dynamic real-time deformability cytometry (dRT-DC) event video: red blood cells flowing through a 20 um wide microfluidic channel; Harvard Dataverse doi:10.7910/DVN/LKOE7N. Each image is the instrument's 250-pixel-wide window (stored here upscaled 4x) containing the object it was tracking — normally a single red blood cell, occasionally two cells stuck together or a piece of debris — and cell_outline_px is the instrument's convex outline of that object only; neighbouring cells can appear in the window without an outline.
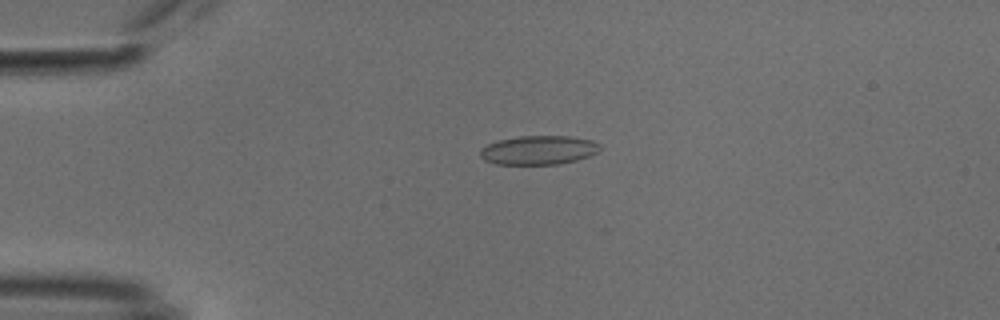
{"species": "common noctule bat (a hibernating species)", "species_latin": "Nyctalus noctula", "temperature_condition": "cold", "stored_images_in_passage": 53, "camera_frame_rate_fps": 3000, "um_per_image_px": 0.085, "animal": {"sex": "male", "body_mass_g": 18.8}, "frame": {"image": 1, "passage_image": 13, "time_ms": 4.0, "image_size_px": [1000, 320], "cell_outline_px": [[600, 148], [596, 152], [588, 156], [576, 160], [560, 164], [496, 164], [484, 160], [480, 156], [480, 148], [488, 144], [500, 140], [520, 136], [568, 136], [592, 140], [600, 144]], "centroid_in_image_um": [45.76, 12.76], "position_along_channel_um": 39.2, "area_um2": 20.11}}
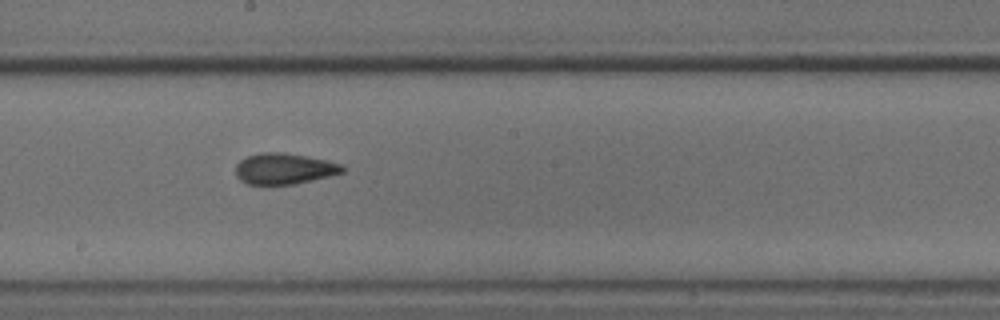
{"frame": {"image": 2, "passage_image": 30, "time_ms": 9.667, "image_size_px": [1000, 320], "cell_outline_px": [[348, 168], [344, 172], [312, 180], [292, 184], [248, 184], [240, 180], [236, 176], [236, 164], [240, 160], [248, 156], [260, 152], [284, 152], [308, 156], [328, 160], [344, 164]], "centroid_in_image_um": [24.2, 14.32], "position_along_channel_um": 224.0, "area_um2": 19.48}}
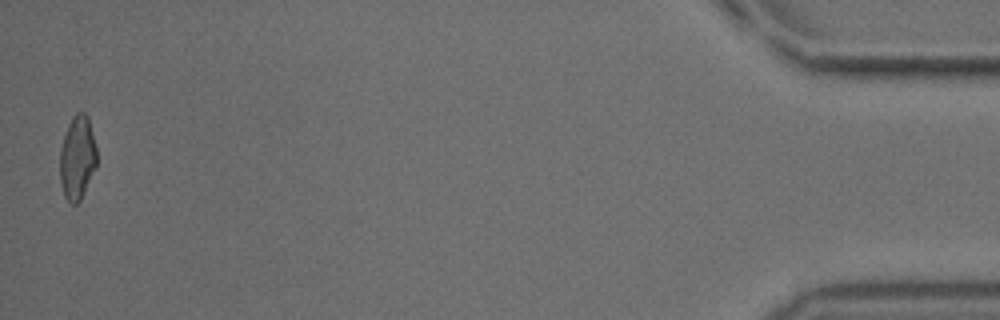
{"frame": {"image": 3, "passage_image": 53, "time_ms": 17.333, "image_size_px": [1000, 320], "cell_outline_px": [[96, 168], [80, 200], [76, 204], [68, 204], [64, 196], [60, 180], [60, 148], [68, 124], [72, 116], [76, 112], [84, 112], [88, 116], [96, 148]], "centroid_in_image_um": [6.56, 13.41], "position_along_channel_um": 428.6, "area_um2": 18.09}, "authors_computed_cell_mechanics": {"area_um2": 19.4786, "velocity_mm_per_s": 3.8223, "shape_relaxation_time_tau1_ms": 7.9096, "shape_relaxation_time_tau2_ms": 3.1537, "deformation_change_tau1": 0.1429, "deformation_change_tau2": 0.0723}}